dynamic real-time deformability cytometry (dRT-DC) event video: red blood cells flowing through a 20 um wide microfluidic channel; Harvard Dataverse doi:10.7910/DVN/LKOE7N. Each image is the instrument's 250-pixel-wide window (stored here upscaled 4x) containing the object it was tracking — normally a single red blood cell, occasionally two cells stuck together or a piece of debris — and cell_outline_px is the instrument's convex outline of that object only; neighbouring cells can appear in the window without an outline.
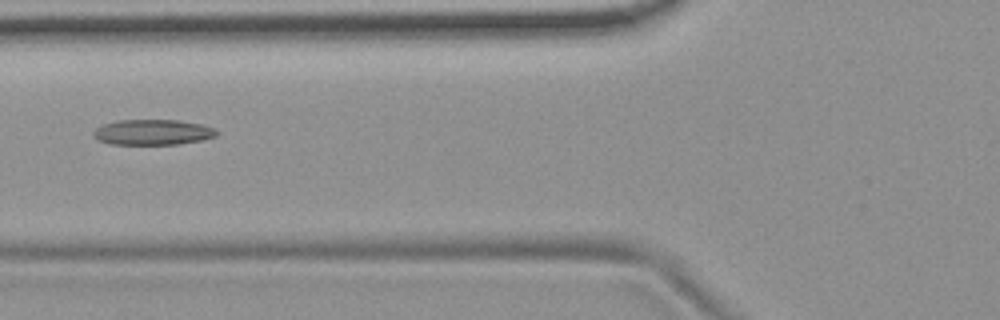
{"species": "common noctule bat (a hibernating species)", "species_latin": "Nyctalus noctula", "temperature_condition": "room temperature", "stored_images_in_passage": 7, "camera_frame_rate_fps": 3000, "um_per_image_px": 0.085, "animal": {"sex": "female", "body_mass_g": 19.9}, "frame": {"image": 1, "passage_image": 6, "time_ms": 6.0, "image_size_px": [1000, 320], "cell_outline_px": [[220, 132], [216, 136], [204, 140], [176, 144], [108, 144], [92, 136], [92, 132], [96, 128], [104, 124], [116, 120], [180, 120], [204, 124], [216, 128]], "centroid_in_image_um": [13.03, 11.23], "position_along_channel_um": 112.8, "area_um2": 18.55}}
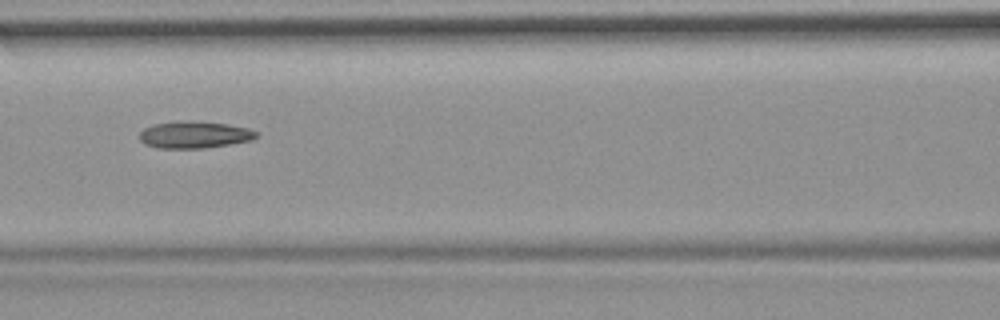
{"frame": {"image": 2, "passage_image": 7, "time_ms": 7.0, "image_size_px": [1000, 320], "cell_outline_px": [[256, 136], [252, 140], [204, 148], [156, 148], [144, 144], [140, 140], [140, 132], [144, 128], [156, 124], [176, 120], [228, 124], [248, 128], [256, 132]], "centroid_in_image_um": [16.48, 11.45], "position_along_channel_um": 150.1, "area_um2": 18.15}}